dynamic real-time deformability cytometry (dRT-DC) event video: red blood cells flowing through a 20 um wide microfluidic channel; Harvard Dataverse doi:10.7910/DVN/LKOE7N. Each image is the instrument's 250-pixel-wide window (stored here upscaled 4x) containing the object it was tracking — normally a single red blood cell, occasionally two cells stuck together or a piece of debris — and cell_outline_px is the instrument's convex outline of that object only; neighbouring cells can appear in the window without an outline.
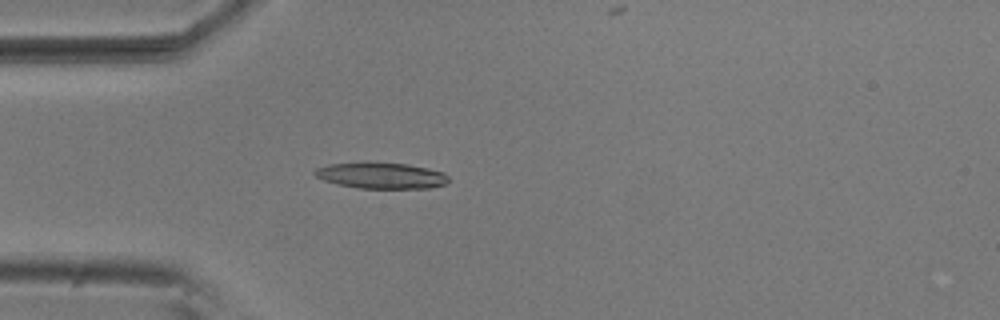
{"species": "common noctule bat (a hibernating species)", "species_latin": "Nyctalus noctula", "temperature_condition": "room temperature", "stored_images_in_passage": 3, "camera_frame_rate_fps": 3000, "um_per_image_px": 0.085, "animal": {"sex": "male", "body_mass_g": 20.5, "forearm_length_mm": 52.5}, "frame": {"image": 1, "passage_image": 2, "time_ms": 0.333, "image_size_px": [1000, 320], "cell_outline_px": [[448, 180], [444, 184], [432, 188], [360, 188], [340, 184], [324, 180], [316, 176], [312, 172], [316, 168], [328, 164], [364, 160], [368, 160], [408, 164], [428, 168], [444, 172], [448, 176]], "centroid_in_image_um": [32.38, 14.88], "position_along_channel_um": 52.6, "area_um2": 20.87}}